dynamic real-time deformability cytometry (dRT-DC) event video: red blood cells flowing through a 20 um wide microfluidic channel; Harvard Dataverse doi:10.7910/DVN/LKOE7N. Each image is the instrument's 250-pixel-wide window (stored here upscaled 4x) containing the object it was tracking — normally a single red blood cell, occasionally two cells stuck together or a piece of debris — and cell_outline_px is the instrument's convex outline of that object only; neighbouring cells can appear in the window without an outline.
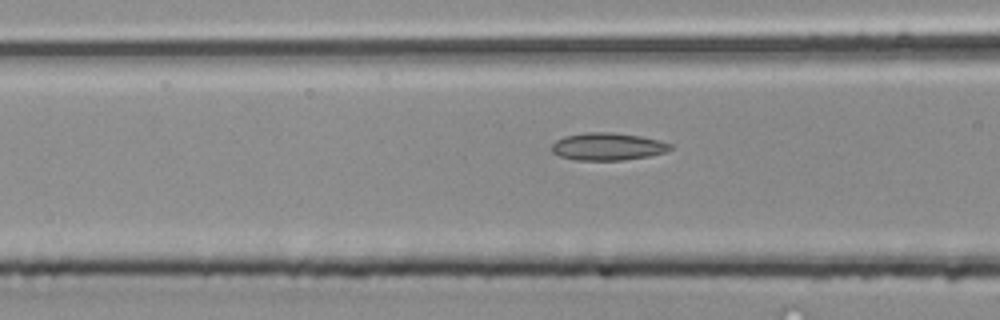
{"species": "common noctule bat (a hibernating species)", "species_latin": "Nyctalus noctula", "temperature_condition": "room temperature", "stored_images_in_passage": 31, "camera_frame_rate_fps": 3000, "um_per_image_px": 0.085, "animal": {"sex": "male", "body_mass_g": 20.4}, "frame": {"image": 1, "passage_image": 10, "time_ms": 3.0, "image_size_px": [1000, 320], "cell_outline_px": [[672, 148], [668, 152], [648, 156], [624, 160], [576, 160], [560, 156], [552, 152], [552, 144], [556, 140], [564, 136], [584, 132], [612, 132], [640, 136], [660, 140], [672, 144]], "centroid_in_image_um": [51.67, 12.45], "position_along_channel_um": 114.9, "area_um2": 19.13}}
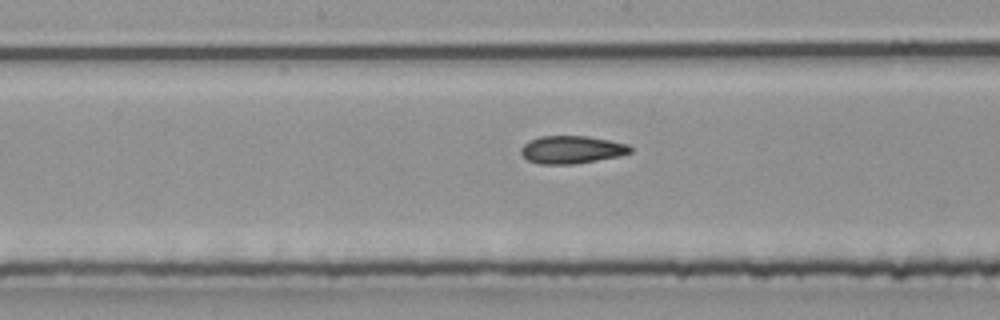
{"frame": {"image": 2, "passage_image": 16, "time_ms": 5.0, "image_size_px": [1000, 320], "cell_outline_px": [[632, 152], [620, 156], [572, 164], [540, 164], [528, 160], [520, 152], [520, 148], [528, 140], [540, 136], [588, 136], [628, 144], [632, 148]], "centroid_in_image_um": [48.58, 12.71], "position_along_channel_um": 199.6, "area_um2": 17.69}}
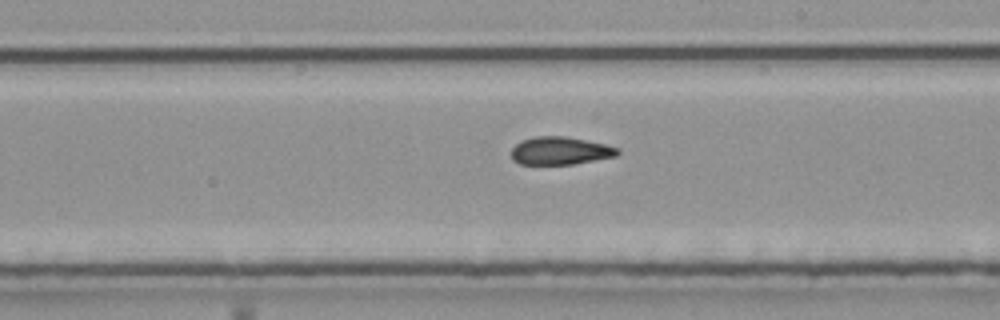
{"frame": {"image": 3, "passage_image": 19, "time_ms": 6.0, "image_size_px": [1000, 320], "cell_outline_px": [[620, 152], [616, 156], [572, 164], [520, 164], [512, 160], [512, 148], [520, 140], [536, 136], [568, 136], [604, 144], [620, 148]], "centroid_in_image_um": [47.61, 12.8], "position_along_channel_um": 241.4, "area_um2": 17.28}}